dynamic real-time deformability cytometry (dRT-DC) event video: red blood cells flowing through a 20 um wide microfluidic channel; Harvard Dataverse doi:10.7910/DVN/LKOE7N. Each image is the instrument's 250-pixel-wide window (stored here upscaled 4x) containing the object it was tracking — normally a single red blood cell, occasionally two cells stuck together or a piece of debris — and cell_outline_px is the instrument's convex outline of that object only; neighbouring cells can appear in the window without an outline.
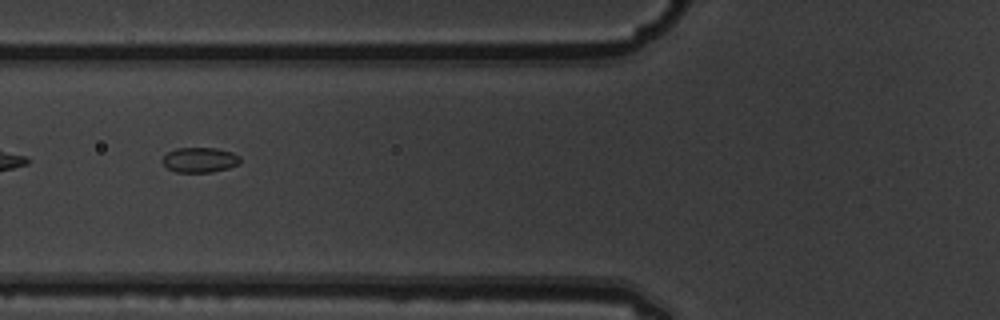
{"species": "common noctule bat (a hibernating species)", "species_latin": "Nyctalus noctula", "temperature_condition": "warm", "stored_images_in_passage": 5, "camera_frame_rate_fps": 3000, "um_per_image_px": 0.085, "animal": {"sex": "male", "body_mass_g": 19.5, "forearm_length_mm": 54.6}, "frame": {"image": 1, "passage_image": 5, "time_ms": 1.333, "image_size_px": [1000, 320], "cell_outline_px": [[240, 164], [228, 168], [212, 172], [176, 172], [168, 168], [160, 160], [168, 152], [176, 148], [216, 148], [232, 152], [240, 156]], "centroid_in_image_um": [16.99, 13.59], "position_along_channel_um": 108.8, "area_um2": 11.39}}